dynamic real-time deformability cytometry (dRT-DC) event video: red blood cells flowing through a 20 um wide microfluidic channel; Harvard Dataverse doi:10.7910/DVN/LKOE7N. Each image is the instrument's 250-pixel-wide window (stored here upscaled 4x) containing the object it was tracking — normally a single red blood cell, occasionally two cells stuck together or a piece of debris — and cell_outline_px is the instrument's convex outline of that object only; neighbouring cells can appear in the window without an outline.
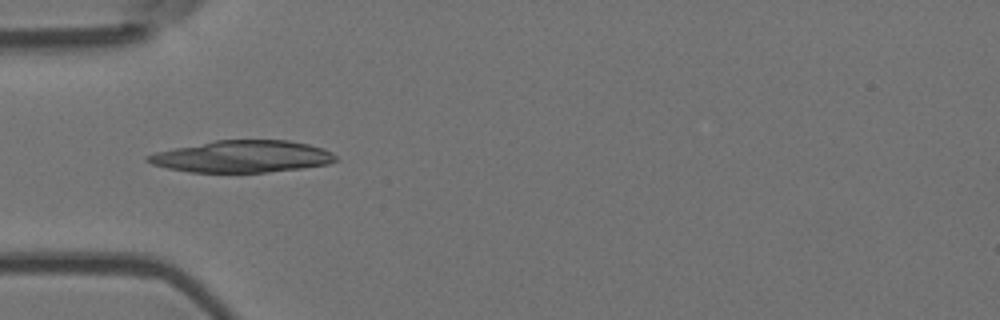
{"species": "Egyptian fruit bat (a non-hibernating species)", "species_latin": "Rousettus aegyptiacus", "temperature_condition": "room temperature", "stored_images_in_passage": 6, "camera_frame_rate_fps": 3000, "um_per_image_px": 0.085, "animal": {"sex": "female"}, "frame": {"image": 1, "passage_image": 4, "time_ms": 1.0, "image_size_px": [1000, 320], "cell_outline_px": [[340, 160], [328, 164], [300, 168], [268, 172], [188, 172], [168, 168], [152, 164], [144, 160], [144, 156], [156, 152], [216, 140], [288, 140], [308, 144], [324, 148], [332, 152]], "centroid_in_image_um": [20.61, 13.3], "position_along_channel_um": 64.4, "area_um2": 34.91}}
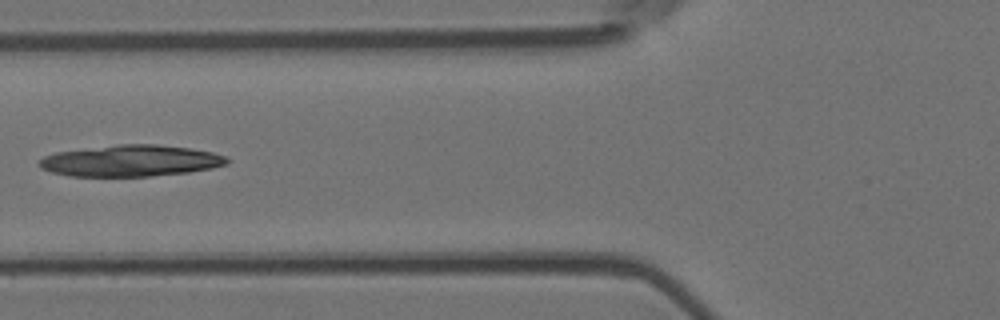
{"frame": {"image": 2, "passage_image": 5, "time_ms": 1.333, "image_size_px": [1000, 320], "cell_outline_px": [[228, 164], [212, 168], [188, 172], [152, 176], [68, 176], [52, 172], [40, 168], [36, 164], [44, 156], [56, 152], [116, 144], [156, 144], [188, 148], [212, 152], [228, 156]], "centroid_in_image_um": [11.1, 13.66], "position_along_channel_um": 114.7, "area_um2": 34.45}}
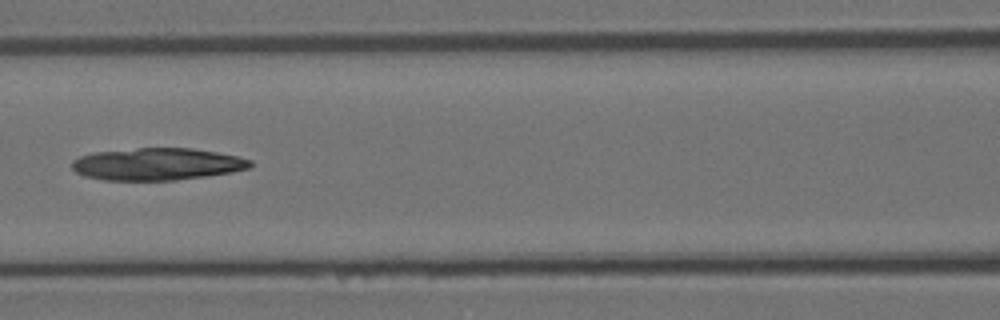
{"frame": {"image": 3, "passage_image": 6, "time_ms": 1.667, "image_size_px": [1000, 320], "cell_outline_px": [[252, 164], [248, 168], [232, 172], [176, 180], [104, 180], [84, 176], [76, 172], [72, 168], [72, 160], [80, 156], [96, 152], [136, 148], [192, 148], [216, 152], [236, 156], [252, 160]], "centroid_in_image_um": [13.33, 13.95], "position_along_channel_um": 153.3, "area_um2": 33.29}}